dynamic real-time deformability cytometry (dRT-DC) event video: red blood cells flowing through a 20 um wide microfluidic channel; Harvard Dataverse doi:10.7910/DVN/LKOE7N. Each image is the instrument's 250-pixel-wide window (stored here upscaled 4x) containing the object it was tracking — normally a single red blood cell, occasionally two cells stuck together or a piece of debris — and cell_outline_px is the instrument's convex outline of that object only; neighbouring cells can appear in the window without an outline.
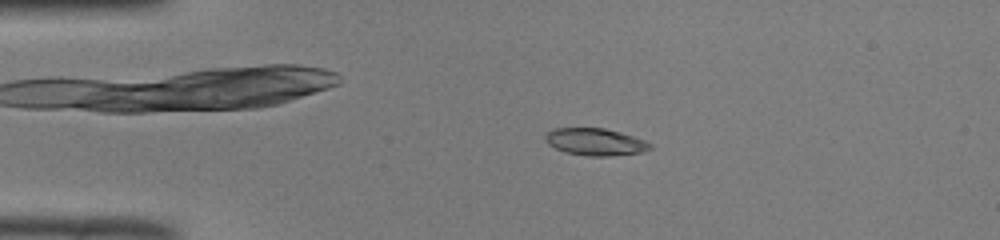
{"species": "common noctule bat (a hibernating species)", "species_latin": "Nyctalus noctula", "temperature_condition": "room temperature", "stored_images_in_passage": 51, "camera_frame_rate_fps": 3000, "um_per_image_px": 0.085, "animal": {"sex": "male", "body_mass_g": 19.0, "forearm_length_mm": 50.8}, "frame": {"image": 1, "passage_image": 11, "time_ms": 3.333, "image_size_px": [1000, 240], "cell_outline_px": [[652, 148], [644, 152], [608, 156], [588, 156], [564, 152], [548, 144], [544, 140], [544, 136], [552, 128], [604, 128], [620, 132], [644, 140], [652, 144]], "centroid_in_image_um": [50.59, 12.06], "position_along_channel_um": 34.4, "area_um2": 16.65}}
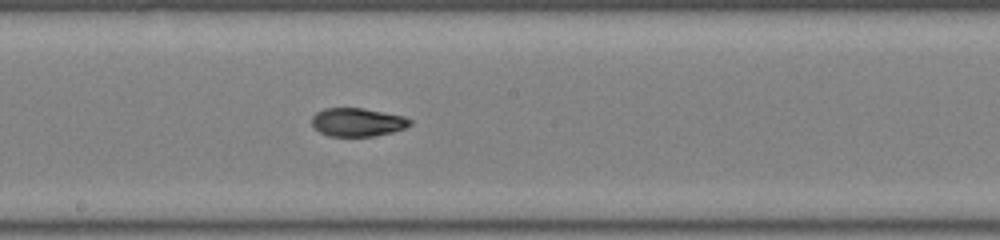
{"frame": {"image": 2, "passage_image": 28, "time_ms": 9.0, "image_size_px": [1000, 240], "cell_outline_px": [[412, 124], [404, 128], [392, 132], [372, 136], [328, 136], [320, 132], [312, 124], [312, 116], [316, 112], [324, 108], [364, 108], [404, 116], [412, 120]], "centroid_in_image_um": [30.39, 10.38], "position_along_channel_um": 217.8, "area_um2": 16.24}}
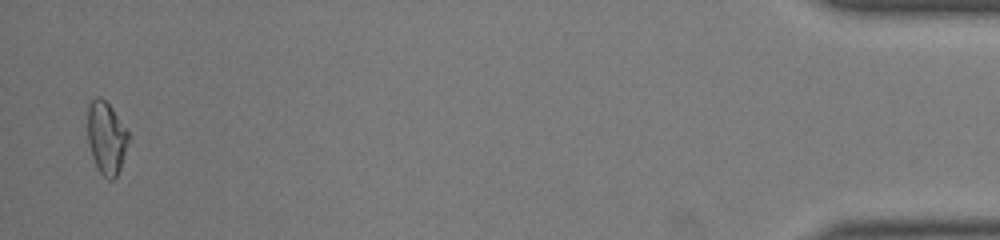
{"frame": {"image": 3, "passage_image": 50, "time_ms": 16.333, "image_size_px": [1000, 240], "cell_outline_px": [[128, 140], [120, 168], [116, 176], [112, 180], [108, 180], [100, 172], [92, 156], [88, 144], [88, 104], [96, 96], [100, 96], [112, 108], [128, 132]], "centroid_in_image_um": [9.02, 11.7], "position_along_channel_um": 426.2, "area_um2": 16.94}, "authors_computed_cell_mechanics": {"area_um2": 16.762, "velocity_mm_per_s": 4.0008, "shape_relaxation_time_tau1_ms": 4.9994, "shape_relaxation_time_tau2_ms": 2.1498, "deformation_change_tau1": 0.176, "deformation_change_tau2": 0.0605}}